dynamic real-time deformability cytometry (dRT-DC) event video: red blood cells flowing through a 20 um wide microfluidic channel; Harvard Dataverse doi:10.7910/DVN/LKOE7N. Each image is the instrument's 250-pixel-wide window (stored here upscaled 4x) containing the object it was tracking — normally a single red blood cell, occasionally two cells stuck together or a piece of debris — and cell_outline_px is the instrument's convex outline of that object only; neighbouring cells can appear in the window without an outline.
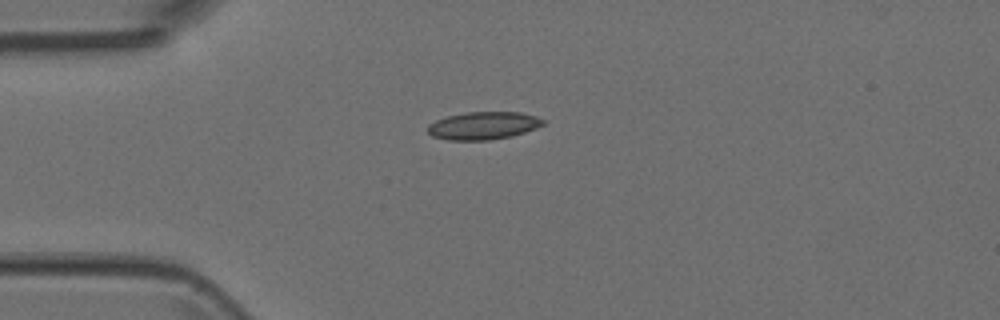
{"species": "Egyptian fruit bat (a non-hibernating species)", "species_latin": "Rousettus aegyptiacus", "temperature_condition": "room temperature", "stored_images_in_passage": 2, "camera_frame_rate_fps": 3000, "um_per_image_px": 0.085, "animal": {"sex": "female"}, "frame": {"image": 1, "passage_image": 2, "time_ms": 0.333, "image_size_px": [1000, 320], "cell_outline_px": [[544, 124], [536, 128], [512, 136], [488, 140], [448, 140], [432, 136], [424, 128], [428, 124], [436, 120], [448, 116], [468, 112], [520, 112], [536, 116], [544, 120]], "centroid_in_image_um": [41.05, 10.68], "position_along_channel_um": 43.9, "area_um2": 18.67}}